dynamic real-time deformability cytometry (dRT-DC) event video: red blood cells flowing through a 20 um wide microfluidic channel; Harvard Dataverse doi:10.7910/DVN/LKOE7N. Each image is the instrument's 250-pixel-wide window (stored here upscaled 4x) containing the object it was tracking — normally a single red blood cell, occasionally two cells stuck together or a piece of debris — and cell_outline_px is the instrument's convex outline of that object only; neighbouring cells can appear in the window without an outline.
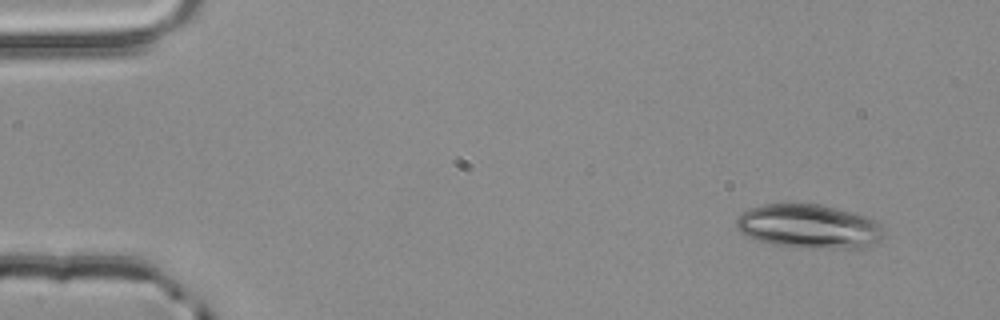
{"species": "common noctule bat (a hibernating species)", "species_latin": "Nyctalus noctula", "temperature_condition": "room temperature", "stored_images_in_passage": 3, "camera_frame_rate_fps": 3000, "um_per_image_px": 0.085, "animal": {"sex": "male", "body_mass_g": 20.4}, "frame": {"image": 1, "passage_image": 1, "time_ms": 0.0, "image_size_px": [1000, 320], "cell_outline_px": [[884, 232], [876, 240], [864, 248], [832, 248], [772, 244], [756, 240], [740, 232], [736, 228], [736, 216], [740, 212], [764, 204], [820, 204], [872, 216], [884, 228]], "centroid_in_image_um": [68.76, 19.21], "position_along_channel_um": 16.2, "area_um2": 37.74}}